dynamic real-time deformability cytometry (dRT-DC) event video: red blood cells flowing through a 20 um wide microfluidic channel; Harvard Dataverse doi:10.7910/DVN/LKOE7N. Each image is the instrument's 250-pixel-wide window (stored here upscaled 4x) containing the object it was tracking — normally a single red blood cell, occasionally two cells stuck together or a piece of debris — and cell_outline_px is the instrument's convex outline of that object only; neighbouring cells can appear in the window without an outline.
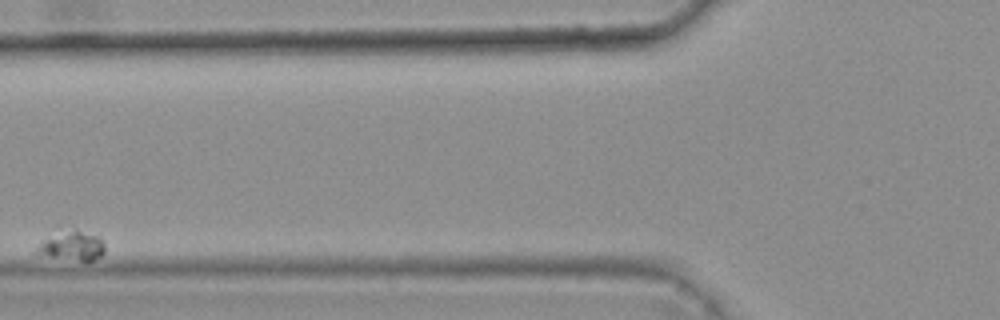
{"species": "common noctule bat (a hibernating species)", "species_latin": "Nyctalus noctula", "temperature_condition": "warm", "stored_images_in_passage": 4, "segment_of_instrument_passage": [2, 2], "camera_frame_rate_fps": 3000, "um_per_image_px": 0.085, "animal": {"sex": "female", "body_mass_g": 25.1}, "frame": {"image": 1, "passage_image": 3, "time_ms": 0.667, "image_size_px": [1000, 320], "cell_outline_px": [[104, 252], [100, 256], [92, 260], [80, 260], [52, 256], [36, 252], [40, 244], [44, 240], [76, 228], [100, 236], [104, 244]], "centroid_in_image_um": [6.25, 20.88], "position_along_channel_um": 119.6, "area_um2": 10.92}}